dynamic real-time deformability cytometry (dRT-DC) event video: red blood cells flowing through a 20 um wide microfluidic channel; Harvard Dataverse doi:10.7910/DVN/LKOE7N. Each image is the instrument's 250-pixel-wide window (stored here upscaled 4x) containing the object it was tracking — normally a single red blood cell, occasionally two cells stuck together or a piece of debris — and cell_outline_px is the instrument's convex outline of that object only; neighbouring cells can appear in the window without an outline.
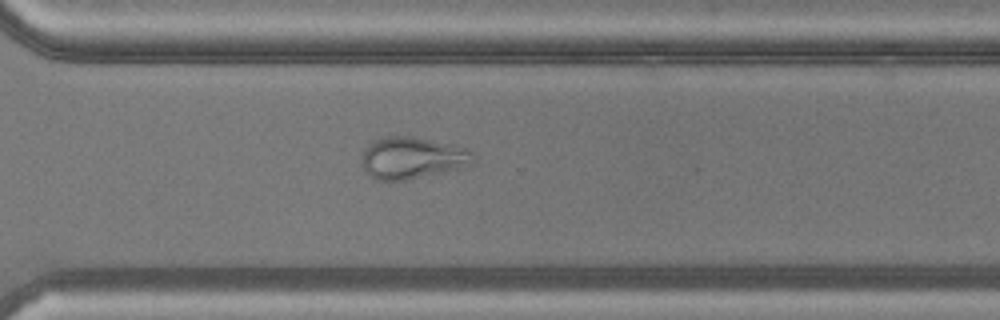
{"species": "common noctule bat (a hibernating species)", "species_latin": "Nyctalus noctula", "temperature_condition": "warm", "stored_images_in_passage": 35, "camera_frame_rate_fps": 3000, "um_per_image_px": 0.085, "animal": {"sex": "male", "body_mass_g": 20.5, "forearm_length_mm": 52.5}, "frame": {"image": 1, "passage_image": 22, "time_ms": 7.0, "image_size_px": [1000, 320], "cell_outline_px": [[476, 164], [460, 168], [404, 180], [376, 180], [364, 168], [364, 148], [372, 140], [380, 136], [412, 136], [456, 144], [468, 148], [476, 156]], "centroid_in_image_um": [35.12, 13.38], "position_along_channel_um": 335.5, "area_um2": 27.4}}
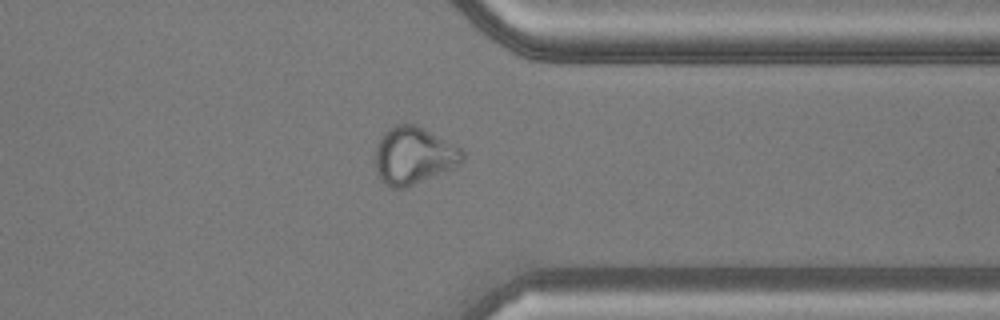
{"frame": {"image": 2, "passage_image": 25, "time_ms": 8.0, "image_size_px": [1000, 320], "cell_outline_px": [[464, 160], [452, 168], [444, 172], [404, 188], [392, 188], [380, 180], [376, 168], [376, 144], [380, 136], [388, 128], [396, 124], [416, 124], [456, 144], [464, 152]], "centroid_in_image_um": [35.16, 13.21], "position_along_channel_um": 376.2, "area_um2": 29.19}}
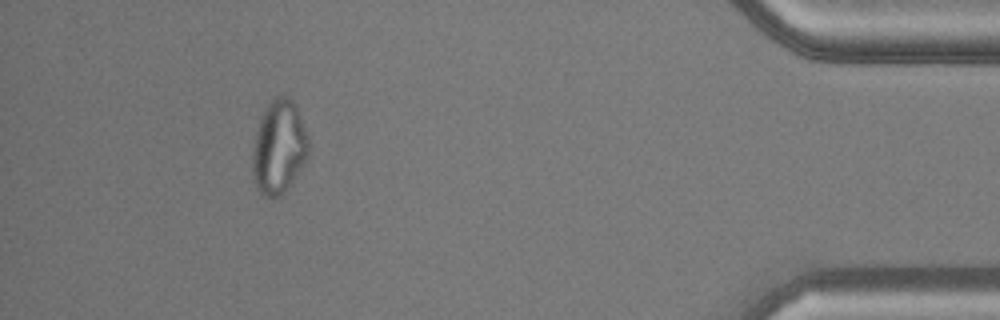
{"frame": {"image": 3, "passage_image": 31, "time_ms": 10.0, "image_size_px": [1000, 320], "cell_outline_px": [[308, 156], [304, 164], [280, 196], [272, 200], [264, 196], [260, 192], [256, 184], [252, 172], [252, 152], [256, 132], [260, 120], [268, 104], [276, 96], [288, 96], [292, 100], [296, 108], [304, 128], [308, 140]], "centroid_in_image_um": [23.68, 12.54], "position_along_channel_um": 411.5, "area_um2": 30.06}}